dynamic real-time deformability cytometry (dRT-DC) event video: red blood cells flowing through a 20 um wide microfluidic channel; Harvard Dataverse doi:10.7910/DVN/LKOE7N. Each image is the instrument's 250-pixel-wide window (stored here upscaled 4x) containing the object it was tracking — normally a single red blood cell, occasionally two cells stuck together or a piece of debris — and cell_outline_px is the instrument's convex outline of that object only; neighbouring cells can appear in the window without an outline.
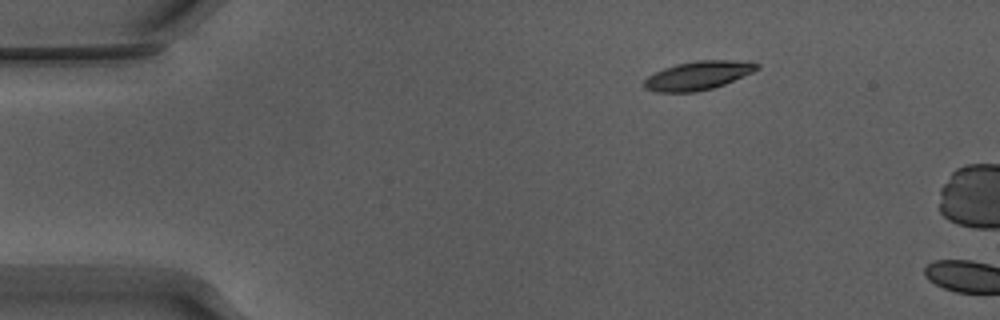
{"species": "Egyptian fruit bat (a non-hibernating species)", "species_latin": "Rousettus aegyptiacus", "temperature_condition": "warm", "stored_images_in_passage": 3, "camera_frame_rate_fps": 3000, "um_per_image_px": 0.085, "animal": {"sex": "male"}, "frame": {"image": 1, "passage_image": 1, "time_ms": 0.0, "image_size_px": [1000, 320], "cell_outline_px": [[760, 68], [752, 72], [724, 84], [712, 88], [696, 92], [656, 92], [644, 88], [644, 80], [648, 76], [664, 68], [676, 64], [696, 60], [752, 60], [760, 64]], "centroid_in_image_um": [59.37, 6.4], "position_along_channel_um": 25.6, "area_um2": 18.96}}